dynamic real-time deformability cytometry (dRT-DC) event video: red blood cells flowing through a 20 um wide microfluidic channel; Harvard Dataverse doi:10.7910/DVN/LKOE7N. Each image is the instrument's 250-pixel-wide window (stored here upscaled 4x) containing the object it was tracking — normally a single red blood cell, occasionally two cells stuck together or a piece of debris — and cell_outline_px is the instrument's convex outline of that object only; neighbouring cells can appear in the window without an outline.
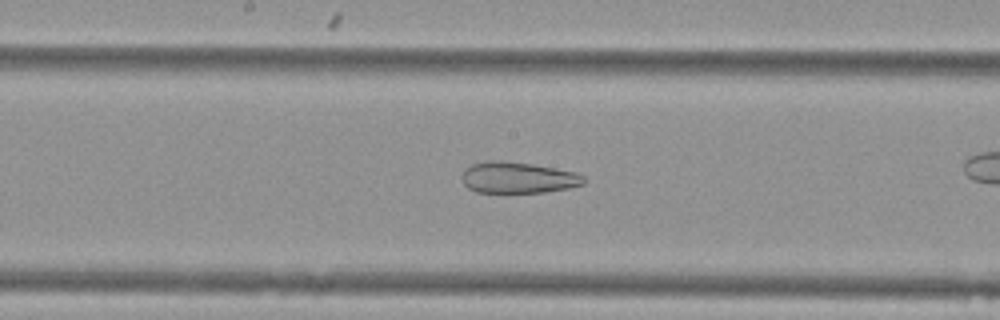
{"species": "Egyptian fruit bat (a non-hibernating species)", "species_latin": "Rousettus aegyptiacus", "temperature_condition": "cold", "stored_images_in_passage": 33, "camera_frame_rate_fps": 3000, "um_per_image_px": 0.085, "animal": {"sex": "female"}, "frame": {"image": 1, "passage_image": 19, "time_ms": 6.0, "image_size_px": [1000, 320], "cell_outline_px": [[584, 184], [568, 188], [544, 192], [476, 192], [468, 188], [464, 184], [460, 176], [464, 168], [472, 164], [488, 160], [500, 160], [532, 164], [576, 172], [584, 176]], "centroid_in_image_um": [43.98, 15.09], "position_along_channel_um": 204.2, "area_um2": 22.25}}